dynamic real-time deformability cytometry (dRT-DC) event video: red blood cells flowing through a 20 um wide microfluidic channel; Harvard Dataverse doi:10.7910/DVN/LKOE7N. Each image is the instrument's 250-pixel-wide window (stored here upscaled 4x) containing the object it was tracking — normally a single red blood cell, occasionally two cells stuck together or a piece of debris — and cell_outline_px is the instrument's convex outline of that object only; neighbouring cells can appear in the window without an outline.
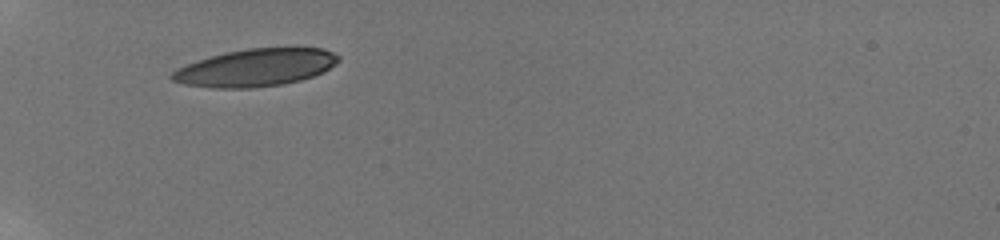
{"species": "human", "species_latin": "Homo sapiens", "temperature_condition": "room temperature", "stored_images_in_passage": 73, "camera_frame_rate_fps": 3000, "um_per_image_px": 0.085, "donor": {"sex": "male"}, "frame": {"image": 1, "passage_image": 1, "time_ms": 0.0, "image_size_px": [1000, 240], "cell_outline_px": [[340, 60], [336, 64], [312, 76], [300, 80], [284, 84], [252, 88], [212, 88], [184, 84], [172, 80], [168, 76], [176, 68], [212, 56], [228, 52], [248, 48], [324, 48], [340, 56]], "centroid_in_image_um": [21.72, 5.75], "position_along_channel_um": 63.3, "area_um2": 36.13}}
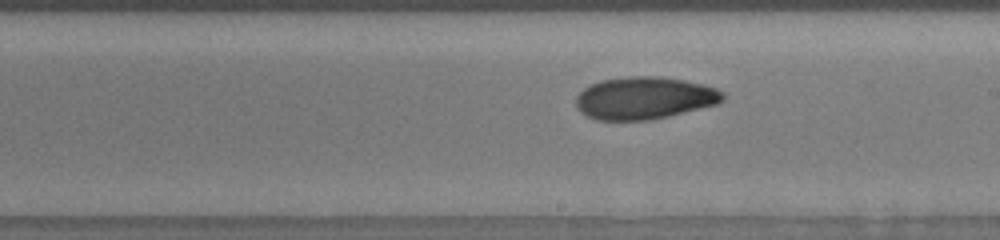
{"frame": {"image": 2, "passage_image": 32, "time_ms": 5.0, "image_size_px": [1000, 240], "cell_outline_px": [[724, 100], [716, 104], [668, 116], [648, 120], [596, 120], [580, 112], [576, 108], [576, 96], [584, 88], [600, 80], [632, 76], [656, 76], [684, 80], [716, 88], [724, 92]], "centroid_in_image_um": [54.75, 8.33], "position_along_channel_um": 234.3, "area_um2": 36.13}}
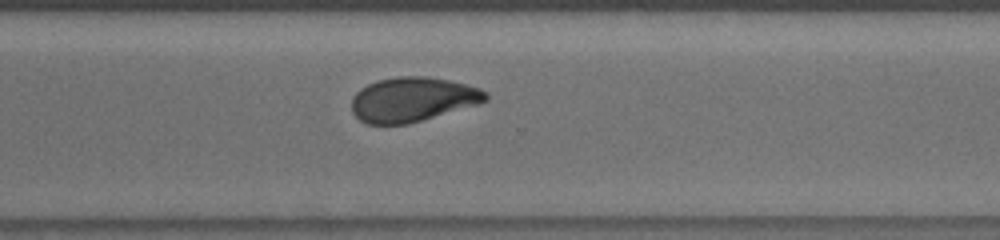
{"frame": {"image": 3, "passage_image": 46, "time_ms": 7.667, "image_size_px": [1000, 240], "cell_outline_px": [[488, 100], [476, 104], [408, 124], [368, 124], [360, 120], [352, 112], [352, 96], [360, 88], [376, 80], [396, 76], [424, 76], [448, 80], [480, 88], [488, 92]], "centroid_in_image_um": [35.03, 8.44], "position_along_channel_um": 335.6, "area_um2": 34.62}, "authors_computed_cell_mechanics": {"area_um2": 35.7204, "velocity_mm_per_s": 3.8075, "shape_relaxation_time_tau1_ms": 5.9338, "shape_relaxation_time_tau2_ms": 3.9624, "deformation_change_tau1": 0.1856, "deformation_change_tau2": 0.0868}}